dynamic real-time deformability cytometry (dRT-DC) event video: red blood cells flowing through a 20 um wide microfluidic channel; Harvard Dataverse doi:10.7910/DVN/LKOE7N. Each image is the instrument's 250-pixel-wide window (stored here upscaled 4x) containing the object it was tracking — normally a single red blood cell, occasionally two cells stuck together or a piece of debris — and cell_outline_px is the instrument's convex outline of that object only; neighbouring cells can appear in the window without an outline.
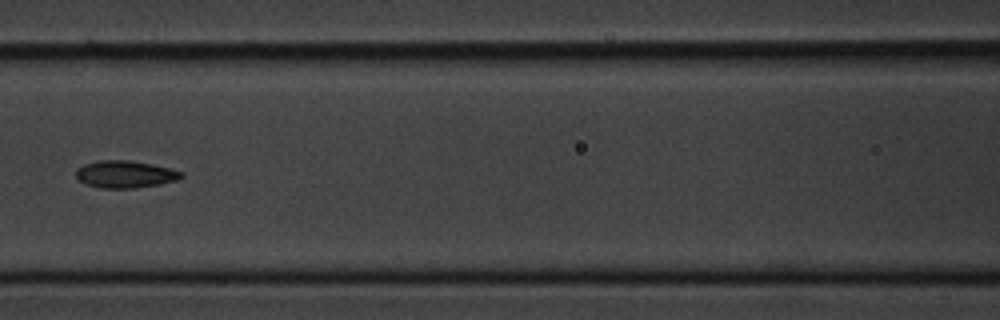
{"species": "common noctule bat (a hibernating species)", "species_latin": "Nyctalus noctula", "temperature_condition": "cold", "stored_images_in_passage": 9, "camera_frame_rate_fps": 3000, "um_per_image_px": 0.085, "animal": {"sex": "male", "body_mass_g": 20.1, "forearm_length_mm": 53.5}, "frame": {"image": 1, "passage_image": 6, "time_ms": 6.0, "image_size_px": [1000, 320], "cell_outline_px": [[184, 176], [176, 180], [160, 184], [132, 188], [100, 188], [84, 184], [76, 176], [76, 168], [84, 164], [100, 160], [128, 160], [152, 164], [184, 172]], "centroid_in_image_um": [10.62, 14.81], "position_along_channel_um": 156.0, "area_um2": 16.7}}
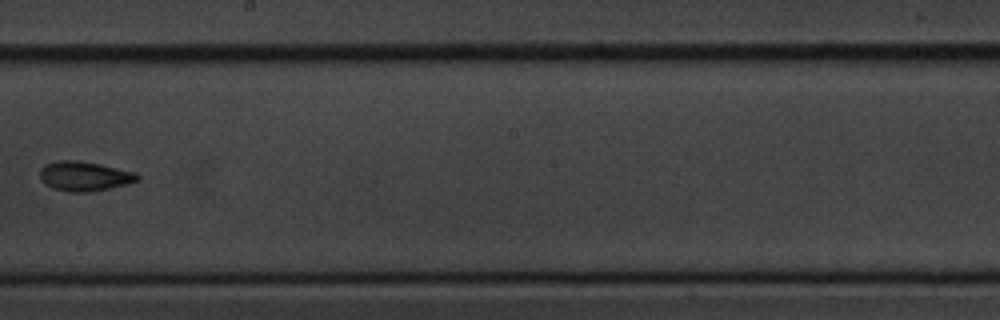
{"frame": {"image": 2, "passage_image": 8, "time_ms": 8.333, "image_size_px": [1000, 320], "cell_outline_px": [[140, 180], [128, 184], [92, 192], [68, 192], [52, 188], [44, 184], [40, 180], [40, 168], [44, 164], [56, 160], [76, 160], [100, 164], [136, 172], [140, 176]], "centroid_in_image_um": [7.16, 14.98], "position_along_channel_um": 241.0, "area_um2": 17.17}}
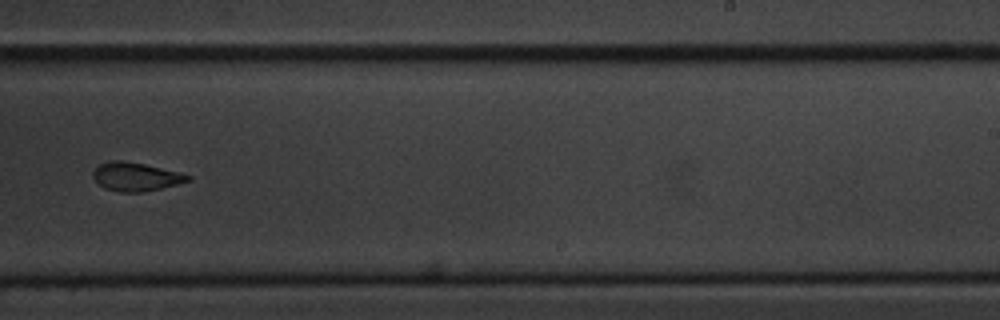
{"frame": {"image": 3, "passage_image": 9, "time_ms": 9.333, "image_size_px": [1000, 320], "cell_outline_px": [[192, 180], [160, 188], [140, 192], [120, 192], [104, 188], [92, 176], [92, 172], [100, 164], [112, 160], [120, 160], [144, 164], [180, 172], [192, 176]], "centroid_in_image_um": [11.55, 15.01], "position_along_channel_um": 277.5, "area_um2": 15.61}}